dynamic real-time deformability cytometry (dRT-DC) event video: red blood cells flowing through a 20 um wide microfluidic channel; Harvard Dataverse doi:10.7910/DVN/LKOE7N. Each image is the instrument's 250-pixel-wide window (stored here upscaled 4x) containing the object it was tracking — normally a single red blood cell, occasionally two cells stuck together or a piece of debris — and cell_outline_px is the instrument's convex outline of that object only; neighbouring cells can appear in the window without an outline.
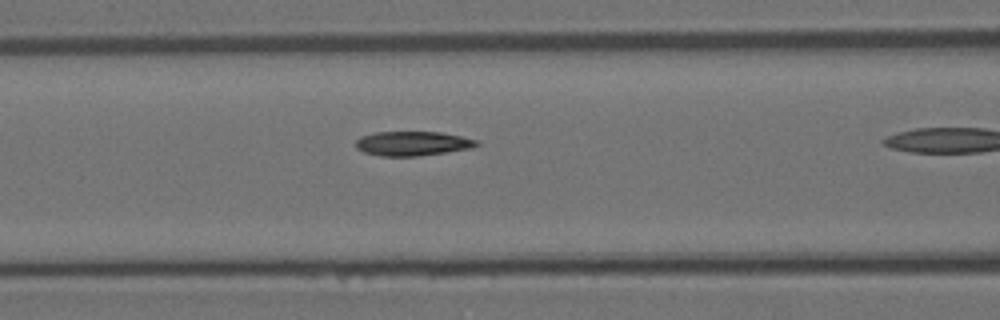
{"species": "Egyptian fruit bat (a non-hibernating species)", "species_latin": "Rousettus aegyptiacus", "temperature_condition": "room temperature", "stored_images_in_passage": 8, "camera_frame_rate_fps": 3000, "um_per_image_px": 0.085, "animal": {"sex": "female"}, "frame": {"image": 1, "passage_image": 4, "time_ms": 1.0, "image_size_px": [1000, 320], "cell_outline_px": [[480, 144], [472, 148], [416, 156], [380, 156], [364, 152], [356, 148], [356, 140], [360, 136], [376, 132], [440, 132], [460, 136], [476, 140]], "centroid_in_image_um": [35.03, 12.19], "position_along_channel_um": 131.6, "area_um2": 17.05}}
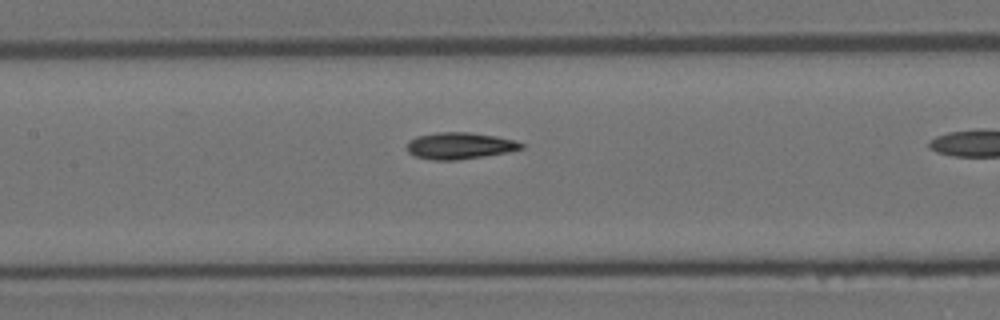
{"frame": {"image": 2, "passage_image": 7, "time_ms": 2.0, "image_size_px": [1000, 320], "cell_outline_px": [[524, 148], [508, 152], [484, 156], [456, 160], [432, 160], [416, 156], [408, 152], [408, 140], [416, 136], [436, 132], [468, 132], [496, 136], [516, 140], [524, 144]], "centroid_in_image_um": [39.09, 12.38], "position_along_channel_um": 168.3, "area_um2": 17.8}}